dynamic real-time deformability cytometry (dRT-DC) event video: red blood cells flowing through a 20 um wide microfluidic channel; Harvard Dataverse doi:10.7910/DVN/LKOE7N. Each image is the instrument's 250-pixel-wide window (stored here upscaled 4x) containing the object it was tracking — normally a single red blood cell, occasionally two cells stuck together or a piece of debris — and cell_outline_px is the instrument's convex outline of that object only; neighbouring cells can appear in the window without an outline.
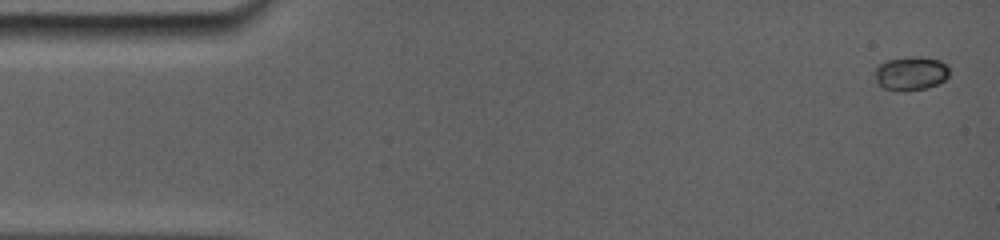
{"species": "common noctule bat (a hibernating species)", "species_latin": "Nyctalus noctula", "temperature_condition": "room temperature", "stored_images_in_passage": 34, "camera_frame_rate_fps": 5000, "um_per_image_px": 0.085, "animal": {"sex": "female", "body_mass_g": 19.0, "forearm_length_mm": 56.7}, "frame": {"image": 1, "passage_image": 1, "time_ms": 0.0, "image_size_px": [1000, 240], "cell_outline_px": [[948, 76], [944, 80], [928, 88], [904, 92], [896, 92], [884, 88], [876, 84], [876, 68], [880, 64], [888, 60], [908, 56], [920, 56], [940, 60], [948, 64]], "centroid_in_image_um": [77.42, 6.25], "position_along_channel_um": 7.6, "area_um2": 14.97}}
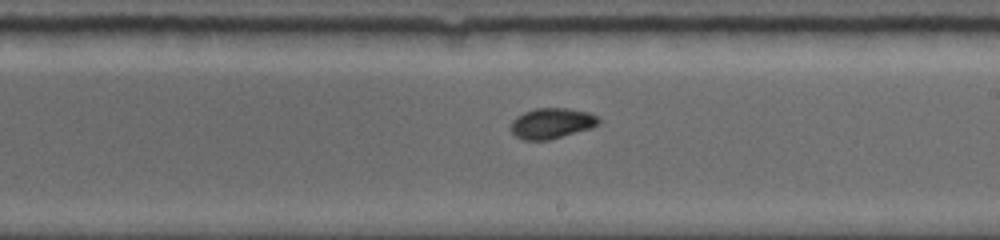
{"frame": {"image": 2, "passage_image": 19, "time_ms": 9.2, "image_size_px": [1000, 240], "cell_outline_px": [[600, 120], [596, 124], [588, 128], [548, 140], [524, 140], [516, 136], [508, 128], [512, 120], [516, 116], [524, 112], [536, 108], [568, 108], [588, 112], [596, 116]], "centroid_in_image_um": [46.81, 10.47], "position_along_channel_um": 242.2, "area_um2": 15.43}}
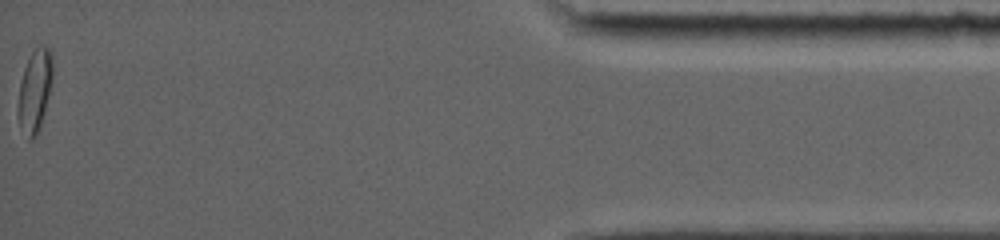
{"frame": {"image": 3, "passage_image": 34, "time_ms": 16.0, "image_size_px": [1000, 240], "cell_outline_px": [[52, 80], [44, 112], [36, 136], [32, 140], [28, 140], [20, 124], [16, 112], [16, 108], [20, 80], [24, 68], [32, 52], [40, 44], [44, 44], [52, 52]], "centroid_in_image_um": [2.93, 7.68], "position_along_channel_um": 432.3, "area_um2": 16.65}, "authors_computed_cell_mechanics": {"area_um2": 15.0858, "velocity_mm_per_s": 3.883, "shape_relaxation_time_tau1_ms": 3.3117, "shape_relaxation_time_tau2_ms": null, "deformation_change_tau1": 0.1041, "deformation_change_tau2": null}}